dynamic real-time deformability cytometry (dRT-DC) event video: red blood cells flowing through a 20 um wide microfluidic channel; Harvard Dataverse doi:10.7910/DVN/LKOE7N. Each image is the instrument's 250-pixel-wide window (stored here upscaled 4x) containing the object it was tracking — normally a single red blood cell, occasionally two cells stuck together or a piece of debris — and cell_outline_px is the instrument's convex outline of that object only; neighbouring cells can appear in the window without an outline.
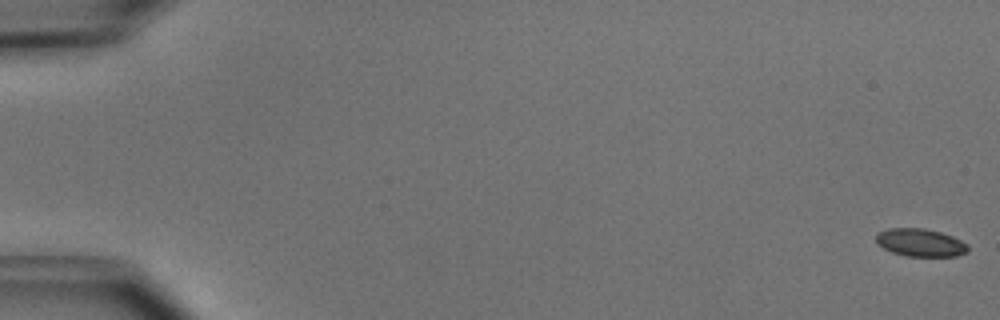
{"species": "common noctule bat (a hibernating species)", "species_latin": "Nyctalus noctula", "temperature_condition": "cold", "stored_images_in_passage": 52, "camera_frame_rate_fps": 3000, "um_per_image_px": 0.085, "animal": {"sex": "male", "body_mass_g": 15.6}, "frame": {"image": 1, "passage_image": 1, "time_ms": 0.0, "image_size_px": [1000, 320], "cell_outline_px": [[968, 252], [956, 256], [908, 256], [892, 252], [884, 248], [876, 240], [876, 232], [888, 228], [924, 228], [940, 232], [952, 236], [968, 244]], "centroid_in_image_um": [78.24, 20.61], "position_along_channel_um": 6.8, "area_um2": 14.85}}
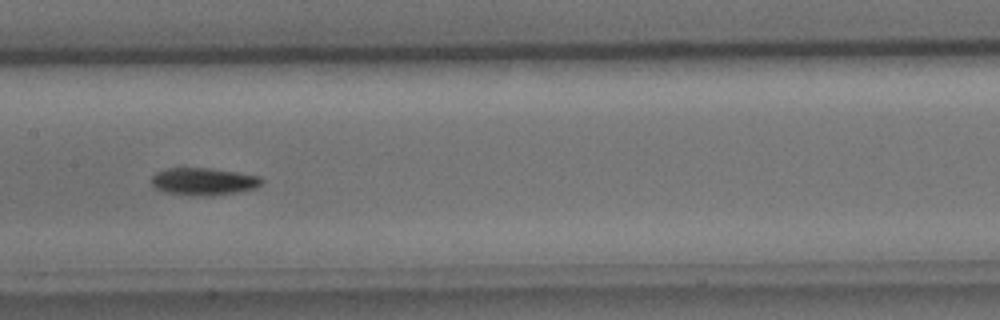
{"frame": {"image": 2, "passage_image": 27, "time_ms": 8.667, "image_size_px": [1000, 320], "cell_outline_px": [[264, 180], [256, 188], [236, 192], [204, 196], [192, 196], [164, 192], [156, 188], [152, 184], [152, 176], [156, 172], [168, 168], [208, 168], [236, 172], [260, 176]], "centroid_in_image_um": [17.29, 15.43], "position_along_channel_um": 190.1, "area_um2": 17.51}}
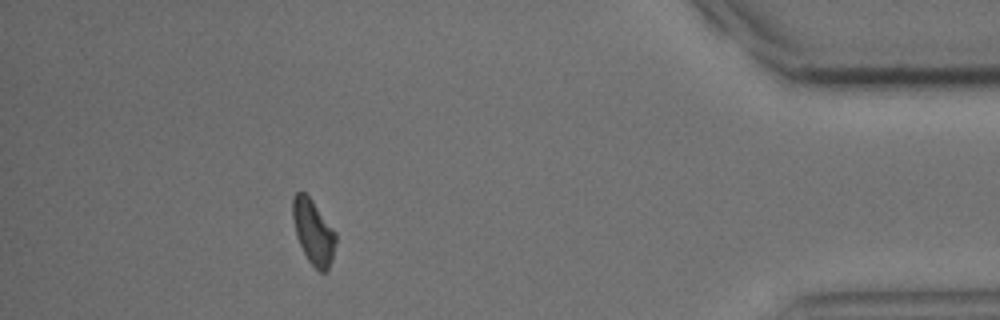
{"frame": {"image": 3, "passage_image": 47, "time_ms": 15.333, "image_size_px": [1000, 320], "cell_outline_px": [[336, 240], [332, 260], [328, 272], [320, 272], [308, 260], [296, 236], [292, 216], [292, 196], [296, 192], [304, 192], [312, 200], [336, 232]], "centroid_in_image_um": [26.63, 19.71], "position_along_channel_um": 408.6, "area_um2": 16.24}, "authors_computed_cell_mechanics": {"area_um2": 16.4441, "velocity_mm_per_s": 3.9685, "shape_relaxation_time_tau1_ms": 2.8375, "shape_relaxation_time_tau2_ms": null, "deformation_change_tau1": 0.1142, "deformation_change_tau2": null}}